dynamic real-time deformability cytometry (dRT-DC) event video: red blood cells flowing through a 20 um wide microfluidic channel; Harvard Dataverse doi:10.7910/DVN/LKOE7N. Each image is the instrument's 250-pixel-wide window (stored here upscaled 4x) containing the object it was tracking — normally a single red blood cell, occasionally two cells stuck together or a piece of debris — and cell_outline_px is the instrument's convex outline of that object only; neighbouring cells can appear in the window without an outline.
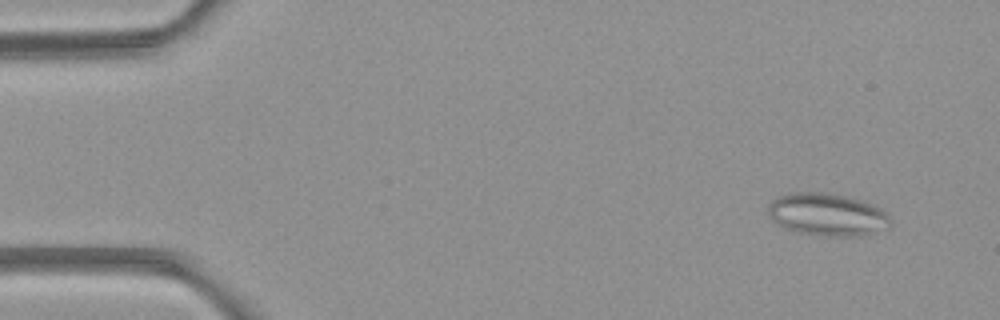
{"species": "common noctule bat (a hibernating species)", "species_latin": "Nyctalus noctula", "temperature_condition": "room temperature", "stored_images_in_passage": 5, "camera_frame_rate_fps": 3000, "um_per_image_px": 0.085, "animal": {"sex": "female", "body_mass_g": 21.9}, "frame": {"image": 1, "passage_image": 1, "time_ms": 0.0, "image_size_px": [1000, 320], "cell_outline_px": [[888, 228], [864, 236], [824, 236], [796, 232], [784, 228], [776, 224], [768, 216], [768, 204], [776, 196], [788, 192], [828, 192], [848, 196], [864, 200], [876, 204], [884, 208], [888, 212]], "centroid_in_image_um": [70.31, 18.22], "position_along_channel_um": 14.7, "area_um2": 31.21}}